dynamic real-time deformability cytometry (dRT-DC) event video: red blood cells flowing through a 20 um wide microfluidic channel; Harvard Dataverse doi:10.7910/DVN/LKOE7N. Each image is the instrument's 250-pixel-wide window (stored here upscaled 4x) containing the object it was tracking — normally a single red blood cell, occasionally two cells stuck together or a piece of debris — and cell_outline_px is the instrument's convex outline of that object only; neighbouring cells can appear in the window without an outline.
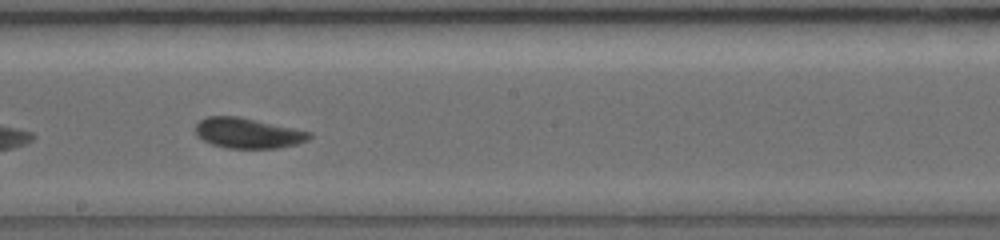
{"species": "common noctule bat (a hibernating species)", "species_latin": "Nyctalus noctula", "temperature_condition": "warm", "stored_images_in_passage": 55, "camera_frame_rate_fps": 5000, "um_per_image_px": 0.085, "animal": {"sex": "female", "body_mass_g": 19.0, "forearm_length_mm": 56.7}, "frame": {"image": 1, "passage_image": 34, "time_ms": 5.4, "image_size_px": [1000, 240], "cell_outline_px": [[312, 136], [308, 140], [296, 144], [276, 148], [228, 148], [212, 144], [196, 136], [196, 124], [200, 120], [208, 116], [240, 116], [296, 128], [312, 132]], "centroid_in_image_um": [21.09, 11.3], "position_along_channel_um": 227.1, "area_um2": 20.23}, "authors_computed_cell_mechanics": {"area_um2": 19.7098, "velocity_mm_per_s": 3.7654, "shape_relaxation_time_tau1_ms": 4.6785, "shape_relaxation_time_tau2_ms": 3.1717, "deformation_change_tau1": 0.1378, "deformation_change_tau2": 0.0771}}